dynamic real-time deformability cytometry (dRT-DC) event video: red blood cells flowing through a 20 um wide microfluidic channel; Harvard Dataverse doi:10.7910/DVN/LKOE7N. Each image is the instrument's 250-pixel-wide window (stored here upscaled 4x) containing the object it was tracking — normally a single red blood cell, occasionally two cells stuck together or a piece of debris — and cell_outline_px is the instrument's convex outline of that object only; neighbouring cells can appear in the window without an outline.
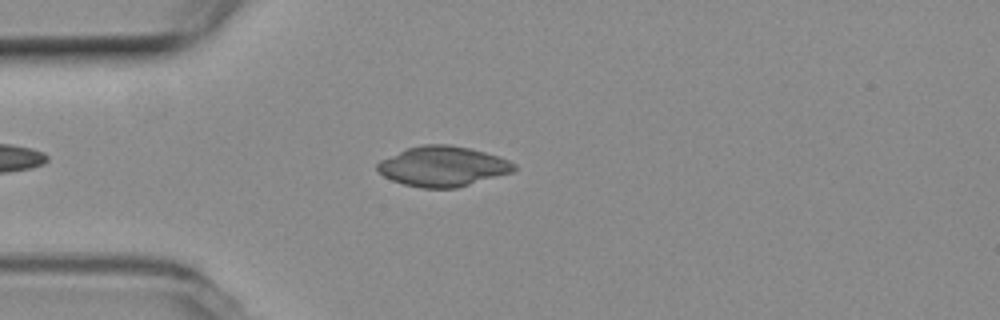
{"species": "common noctule bat (a hibernating species)", "species_latin": "Nyctalus noctula", "temperature_condition": "room temperature", "stored_images_in_passage": 41, "camera_frame_rate_fps": 3000, "um_per_image_px": 0.085, "animal": {"sex": "female", "body_mass_g": 19.3, "forearm_length_mm": 54.1}, "frame": {"image": 1, "passage_image": 4, "time_ms": 1.0, "image_size_px": [1000, 320], "cell_outline_px": [[516, 168], [512, 172], [456, 188], [424, 188], [404, 184], [392, 180], [384, 176], [376, 168], [376, 164], [380, 160], [408, 148], [420, 144], [448, 144], [472, 148], [508, 160], [516, 164]], "centroid_in_image_um": [37.63, 14.13], "position_along_channel_um": 47.4, "area_um2": 31.73}}
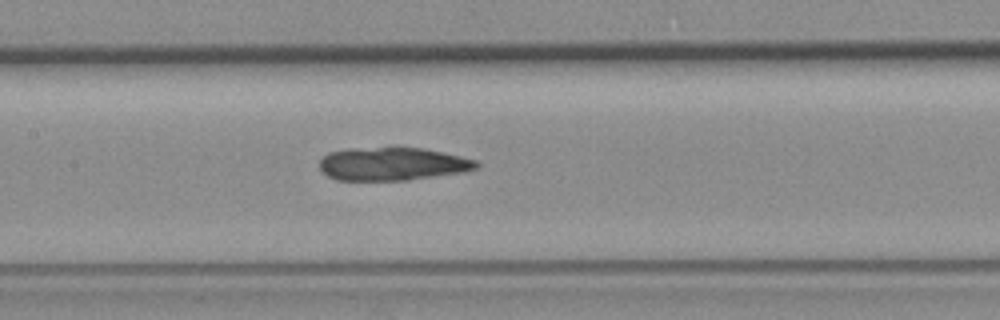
{"frame": {"image": 2, "passage_image": 15, "time_ms": 4.667, "image_size_px": [1000, 320], "cell_outline_px": [[480, 168], [464, 172], [408, 180], [336, 180], [328, 176], [320, 168], [320, 160], [328, 152], [348, 148], [392, 144], [424, 148], [444, 152], [476, 160], [480, 164]], "centroid_in_image_um": [33.38, 13.88], "position_along_channel_um": 174.0, "area_um2": 31.44}}
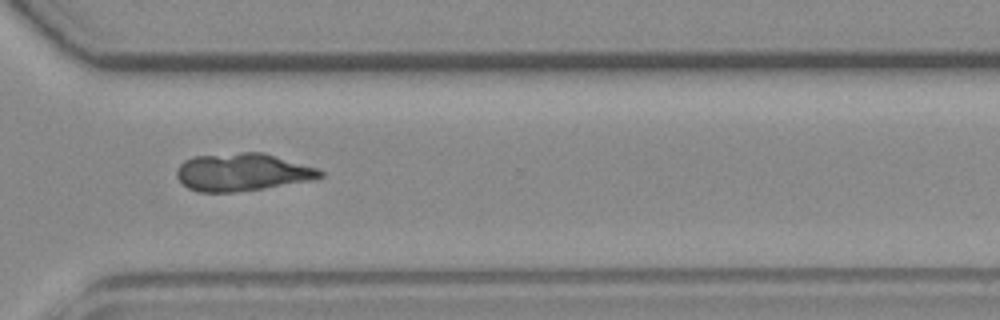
{"frame": {"image": 3, "passage_image": 29, "time_ms": 9.333, "image_size_px": [1000, 320], "cell_outline_px": [[324, 176], [312, 180], [260, 188], [232, 192], [196, 192], [188, 188], [176, 176], [176, 172], [180, 164], [184, 160], [196, 156], [240, 152], [264, 152], [316, 168], [324, 172]], "centroid_in_image_um": [20.58, 14.62], "position_along_channel_um": 350.0, "area_um2": 31.21}}